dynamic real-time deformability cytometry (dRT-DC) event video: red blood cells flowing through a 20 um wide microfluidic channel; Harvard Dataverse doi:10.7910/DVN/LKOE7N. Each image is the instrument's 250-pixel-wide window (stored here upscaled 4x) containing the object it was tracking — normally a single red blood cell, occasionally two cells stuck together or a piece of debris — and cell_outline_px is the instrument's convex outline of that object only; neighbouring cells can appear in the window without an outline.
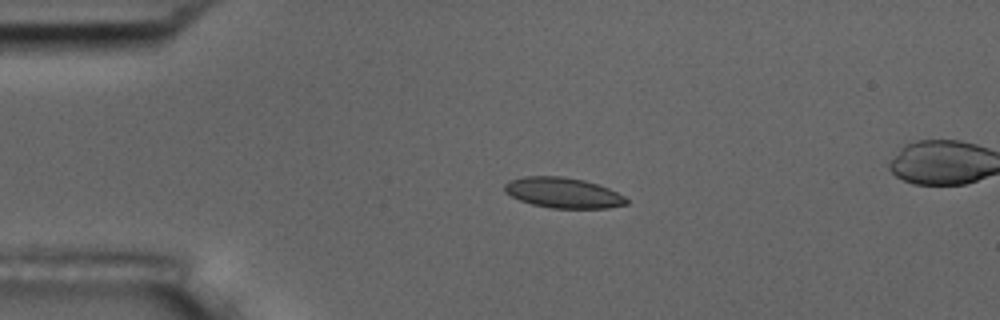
{"species": "common noctule bat (a hibernating species)", "species_latin": "Nyctalus noctula", "temperature_condition": "room temperature", "stored_images_in_passage": 5, "camera_frame_rate_fps": 3000, "um_per_image_px": 0.085, "animal": {"sex": "male", "body_mass_g": 17.5, "forearm_length_mm": 52.3}, "frame": {"image": 1, "passage_image": 3, "time_ms": 3.333, "image_size_px": [1000, 320], "cell_outline_px": [[628, 204], [608, 208], [552, 208], [532, 204], [520, 200], [504, 192], [504, 184], [508, 180], [524, 176], [560, 176], [584, 180], [608, 188], [624, 196], [628, 200]], "centroid_in_image_um": [47.84, 16.38], "position_along_channel_um": 37.2, "area_um2": 21.56}}